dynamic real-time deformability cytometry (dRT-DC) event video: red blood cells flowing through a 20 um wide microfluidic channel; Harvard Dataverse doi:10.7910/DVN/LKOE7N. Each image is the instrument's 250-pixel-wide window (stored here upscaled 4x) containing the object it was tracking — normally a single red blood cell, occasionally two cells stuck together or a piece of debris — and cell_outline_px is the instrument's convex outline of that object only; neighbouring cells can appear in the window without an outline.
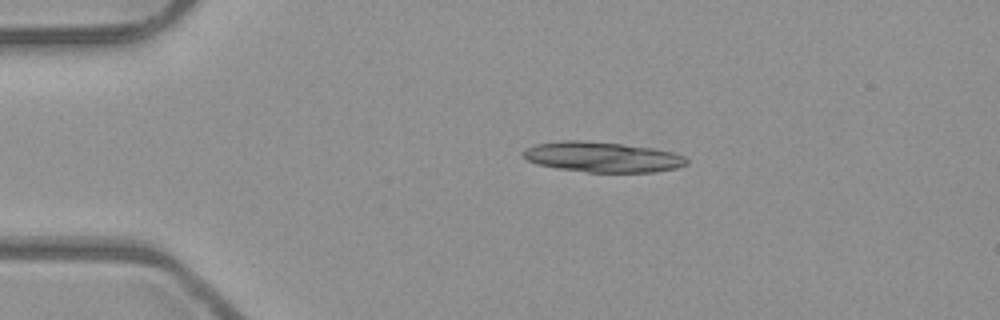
{"species": "common noctule bat (a hibernating species)", "species_latin": "Nyctalus noctula", "temperature_condition": "room temperature", "stored_images_in_passage": 4, "camera_frame_rate_fps": 3000, "um_per_image_px": 0.085, "animal": {"sex": "male", "body_mass_g": 23.1, "forearm_length_mm": 52.7}, "frame": {"image": 1, "passage_image": 3, "time_ms": 0.667, "image_size_px": [1000, 320], "cell_outline_px": [[688, 164], [676, 168], [656, 172], [588, 172], [556, 168], [536, 164], [528, 160], [520, 152], [536, 144], [564, 140], [580, 140], [620, 144], [652, 148], [672, 152], [684, 156], [688, 160]], "centroid_in_image_um": [51.2, 13.35], "position_along_channel_um": 33.8, "area_um2": 28.73}}